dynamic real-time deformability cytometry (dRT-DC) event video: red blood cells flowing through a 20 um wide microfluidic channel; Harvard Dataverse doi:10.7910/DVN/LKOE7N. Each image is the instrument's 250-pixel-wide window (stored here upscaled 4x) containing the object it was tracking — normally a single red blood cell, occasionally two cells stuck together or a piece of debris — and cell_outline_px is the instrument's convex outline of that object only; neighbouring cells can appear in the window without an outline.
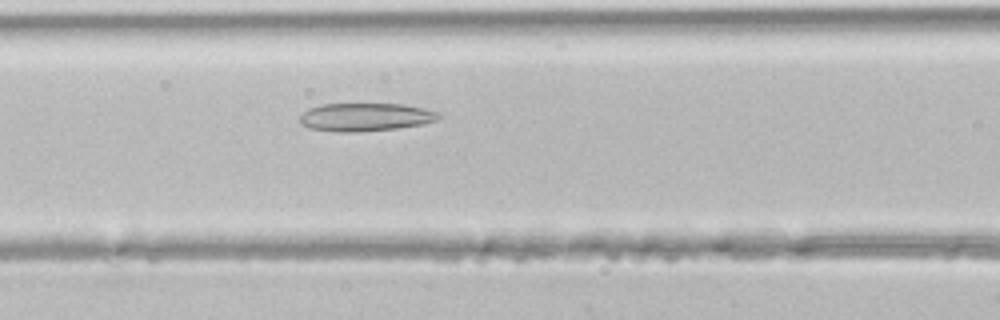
{"species": "common noctule bat (a hibernating species)", "species_latin": "Nyctalus noctula", "temperature_condition": "room temperature", "stored_images_in_passage": 31, "camera_frame_rate_fps": 3000, "um_per_image_px": 0.085, "animal": {"sex": "male", "body_mass_g": 21.5, "forearm_length_mm": 52.0}, "frame": {"image": 1, "passage_image": 6, "time_ms": 1.667, "image_size_px": [1000, 320], "cell_outline_px": [[440, 116], [436, 120], [424, 124], [396, 128], [356, 132], [336, 132], [308, 128], [300, 124], [300, 116], [308, 108], [320, 104], [404, 104], [424, 108], [436, 112]], "centroid_in_image_um": [31.01, 9.95], "position_along_channel_um": 135.6, "area_um2": 22.77}}
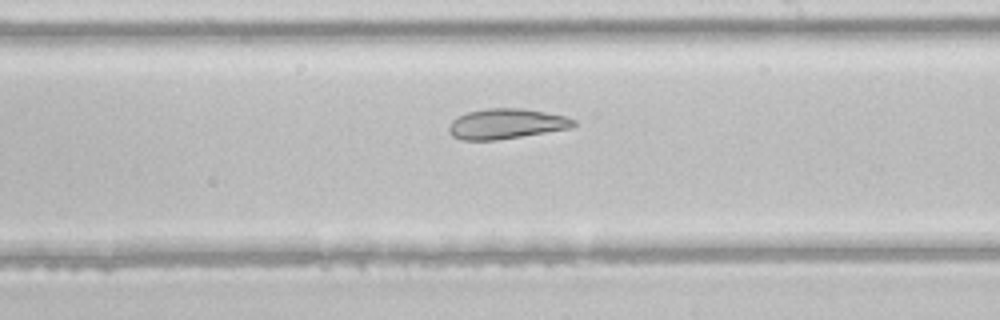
{"frame": {"image": 2, "passage_image": 13, "time_ms": 4.0, "image_size_px": [1000, 320], "cell_outline_px": [[576, 124], [568, 128], [496, 140], [460, 140], [452, 136], [448, 132], [448, 128], [452, 120], [468, 112], [488, 108], [524, 108], [564, 116], [576, 120]], "centroid_in_image_um": [42.98, 10.52], "position_along_channel_um": 246.0, "area_um2": 21.68}}
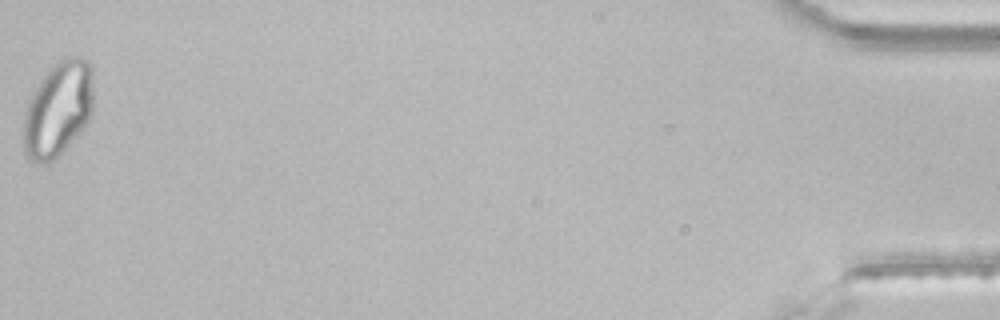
{"frame": {"image": 3, "passage_image": 31, "time_ms": 10.0, "image_size_px": [1000, 320], "cell_outline_px": [[92, 112], [88, 120], [76, 136], [48, 164], [44, 164], [28, 160], [24, 148], [24, 112], [28, 100], [32, 92], [48, 68], [64, 56], [84, 56], [92, 64]], "centroid_in_image_um": [4.93, 9.21], "position_along_channel_um": 430.3, "area_um2": 38.9}}